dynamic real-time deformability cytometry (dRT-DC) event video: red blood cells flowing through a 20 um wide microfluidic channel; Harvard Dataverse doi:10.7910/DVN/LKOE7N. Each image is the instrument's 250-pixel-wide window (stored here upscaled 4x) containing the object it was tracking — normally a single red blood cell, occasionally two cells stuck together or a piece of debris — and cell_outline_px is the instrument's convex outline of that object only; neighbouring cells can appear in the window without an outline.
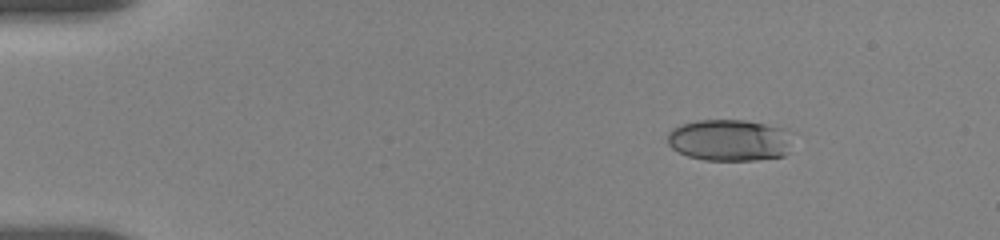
{"species": "human", "species_latin": "Homo sapiens", "temperature_condition": "room temperature", "stored_images_in_passage": 19, "camera_frame_rate_fps": 3000, "um_per_image_px": 0.085, "donor": {"sex": "female"}, "frame": {"image": 1, "passage_image": 1, "time_ms": 0.0, "image_size_px": [1000, 240], "cell_outline_px": [[796, 132], [788, 152], [784, 156], [756, 160], [704, 160], [688, 156], [672, 148], [668, 144], [668, 132], [672, 128], [680, 124], [696, 120], [744, 120], [788, 128]], "centroid_in_image_um": [62.1, 11.9], "position_along_channel_um": 22.9, "area_um2": 31.1}}
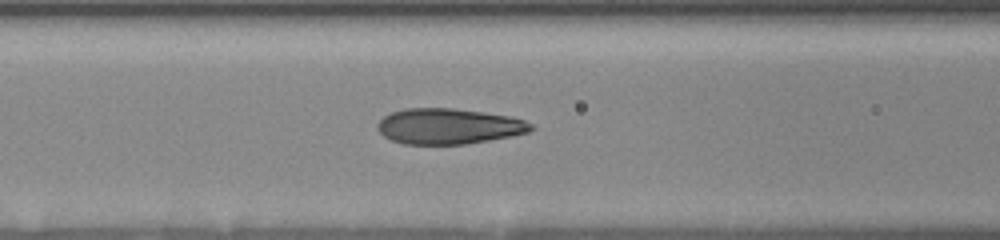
{"frame": {"image": 2, "passage_image": 14, "time_ms": 5.333, "image_size_px": [1000, 240], "cell_outline_px": [[536, 128], [528, 132], [512, 136], [468, 144], [404, 144], [392, 140], [384, 136], [376, 128], [376, 124], [384, 116], [392, 112], [404, 108], [452, 108], [484, 112], [508, 116], [524, 120], [532, 124]], "centroid_in_image_um": [38.14, 10.73], "position_along_channel_um": 128.5, "area_um2": 31.96}}
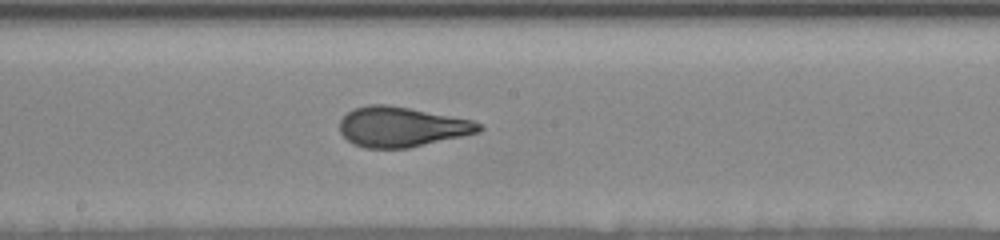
{"frame": {"image": 3, "passage_image": 19, "time_ms": 7.667, "image_size_px": [1000, 240], "cell_outline_px": [[484, 128], [480, 132], [408, 148], [364, 148], [352, 144], [340, 132], [340, 120], [352, 108], [368, 104], [388, 104], [472, 120], [484, 124]], "centroid_in_image_um": [34.13, 10.78], "position_along_channel_um": 214.1, "area_um2": 32.54}}